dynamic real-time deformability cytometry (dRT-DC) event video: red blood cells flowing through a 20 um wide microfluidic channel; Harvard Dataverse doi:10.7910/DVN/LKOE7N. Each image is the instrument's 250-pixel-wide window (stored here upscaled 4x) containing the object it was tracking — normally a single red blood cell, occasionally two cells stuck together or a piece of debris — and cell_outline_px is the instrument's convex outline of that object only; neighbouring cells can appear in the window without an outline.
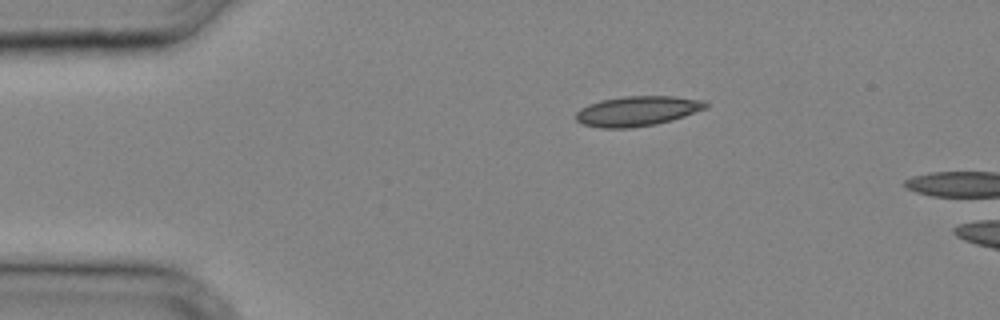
{"species": "common noctule bat (a hibernating species)", "species_latin": "Nyctalus noctula", "temperature_condition": "cold", "stored_images_in_passage": 3, "camera_frame_rate_fps": 3000, "um_per_image_px": 0.085, "animal": {"sex": "male", "body_mass_g": 20.4}, "frame": {"image": 1, "passage_image": 1, "time_ms": 0.0, "image_size_px": [1000, 320], "cell_outline_px": [[708, 108], [672, 120], [656, 124], [628, 128], [600, 128], [584, 124], [576, 120], [576, 112], [580, 108], [588, 104], [600, 100], [624, 96], [676, 96], [708, 100]], "centroid_in_image_um": [54.21, 9.43], "position_along_channel_um": 30.8, "area_um2": 22.89}}